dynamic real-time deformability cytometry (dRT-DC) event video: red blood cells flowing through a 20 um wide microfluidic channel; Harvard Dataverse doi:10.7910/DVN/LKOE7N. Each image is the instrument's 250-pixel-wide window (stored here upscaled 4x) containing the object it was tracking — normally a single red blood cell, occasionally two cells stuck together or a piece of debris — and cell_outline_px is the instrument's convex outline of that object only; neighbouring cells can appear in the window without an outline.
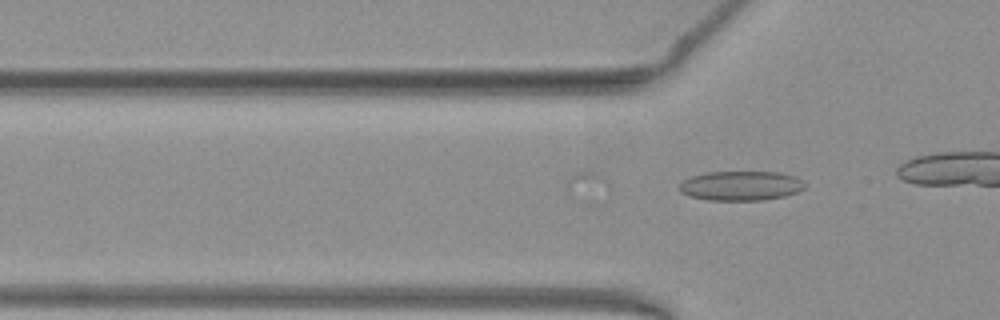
{"species": "common noctule bat (a hibernating species)", "species_latin": "Nyctalus noctula", "temperature_condition": "warm", "stored_images_in_passage": 4, "camera_frame_rate_fps": 3000, "um_per_image_px": 0.085, "animal": {"sex": "female", "body_mass_g": 19.3, "forearm_length_mm": 54.1}, "frame": {"image": 1, "passage_image": 4, "time_ms": 1.0, "image_size_px": [1000, 320], "cell_outline_px": [[808, 184], [804, 188], [796, 192], [784, 196], [764, 200], [708, 200], [688, 196], [680, 192], [680, 184], [684, 180], [692, 176], [708, 172], [776, 172], [796, 176], [804, 180]], "centroid_in_image_um": [63.01, 15.79], "position_along_channel_um": 62.8, "area_um2": 21.68}}